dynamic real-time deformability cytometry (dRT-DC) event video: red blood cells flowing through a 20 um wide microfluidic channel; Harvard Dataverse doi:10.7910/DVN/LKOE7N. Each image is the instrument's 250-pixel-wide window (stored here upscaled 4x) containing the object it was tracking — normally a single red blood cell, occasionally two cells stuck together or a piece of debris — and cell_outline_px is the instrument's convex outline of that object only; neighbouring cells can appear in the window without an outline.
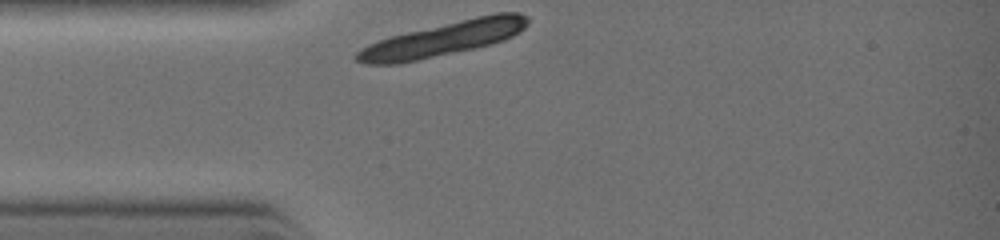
{"species": "common noctule bat (a hibernating species)", "species_latin": "Nyctalus noctula", "temperature_condition": "warm", "stored_images_in_passage": 4, "camera_frame_rate_fps": 3000, "um_per_image_px": 0.085, "animal": {"sex": "female", "body_mass_g": 19.0, "forearm_length_mm": 51.5}, "frame": {"image": 1, "passage_image": 1, "time_ms": 0.0, "image_size_px": [1000, 240], "cell_outline_px": [[528, 24], [520, 32], [504, 40], [472, 48], [400, 64], [364, 64], [356, 60], [352, 56], [360, 48], [368, 44], [388, 36], [476, 16], [496, 12], [520, 12], [528, 16]], "centroid_in_image_um": [37.63, 3.3], "position_along_channel_um": 47.4, "area_um2": 34.1}}